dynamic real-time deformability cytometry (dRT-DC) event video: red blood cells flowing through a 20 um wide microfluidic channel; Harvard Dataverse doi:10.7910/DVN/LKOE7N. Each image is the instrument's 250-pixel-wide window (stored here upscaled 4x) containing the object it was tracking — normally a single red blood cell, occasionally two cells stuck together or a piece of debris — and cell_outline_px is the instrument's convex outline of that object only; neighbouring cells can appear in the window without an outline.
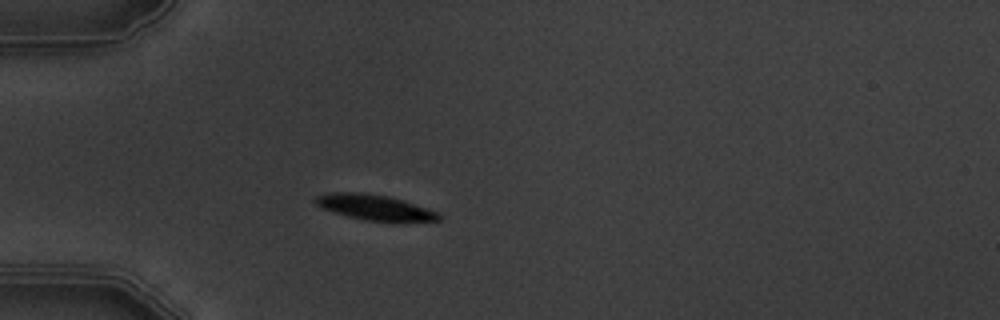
{"species": "common noctule bat (a hibernating species)", "species_latin": "Nyctalus noctula", "temperature_condition": "warm", "stored_images_in_passage": 6, "camera_frame_rate_fps": 3000, "um_per_image_px": 0.085, "animal": {"sex": "male", "body_mass_g": 19.5, "forearm_length_mm": 54.6}, "frame": {"image": 1, "passage_image": 5, "time_ms": 4.667, "image_size_px": [1000, 320], "cell_outline_px": [[440, 220], [364, 220], [348, 216], [324, 208], [316, 204], [316, 196], [332, 192], [364, 192], [388, 196], [404, 200], [436, 212], [440, 216]], "centroid_in_image_um": [31.8, 17.59], "position_along_channel_um": 53.2, "area_um2": 17.51}}